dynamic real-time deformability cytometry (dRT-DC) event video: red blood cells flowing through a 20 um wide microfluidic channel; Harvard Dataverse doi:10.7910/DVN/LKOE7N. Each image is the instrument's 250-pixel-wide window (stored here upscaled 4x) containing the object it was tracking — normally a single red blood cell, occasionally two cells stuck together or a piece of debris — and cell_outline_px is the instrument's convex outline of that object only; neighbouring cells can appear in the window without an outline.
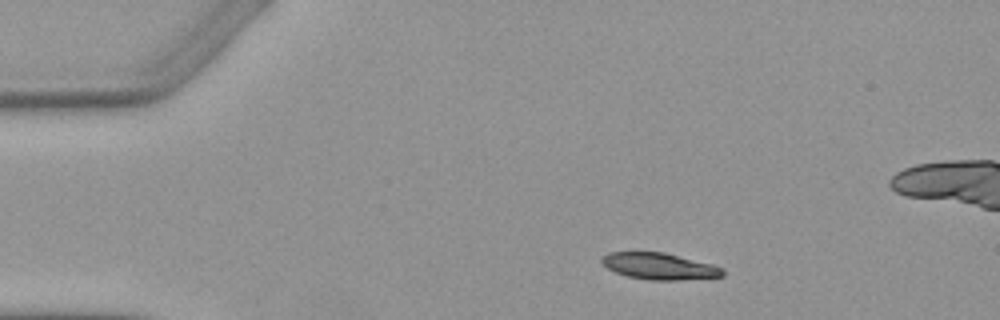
{"species": "Egyptian fruit bat (a non-hibernating species)", "species_latin": "Rousettus aegyptiacus", "temperature_condition": "warm", "stored_images_in_passage": 4, "camera_frame_rate_fps": 3000, "um_per_image_px": 0.085, "animal": {"sex": "female"}, "frame": {"image": 1, "passage_image": 1, "time_ms": 0.0, "image_size_px": [1000, 320], "cell_outline_px": [[724, 276], [680, 280], [652, 280], [628, 276], [616, 272], [608, 268], [600, 260], [608, 252], [664, 252], [712, 264], [724, 268]], "centroid_in_image_um": [56.08, 22.62], "position_along_channel_um": 28.9, "area_um2": 18.55}}
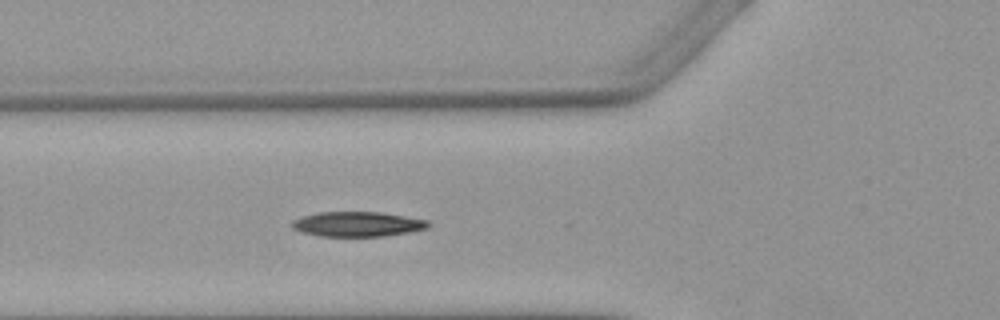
{"frame": {"image": 2, "passage_image": 4, "time_ms": 3.333, "image_size_px": [1000, 320], "cell_outline_px": [[432, 224], [428, 228], [408, 232], [384, 236], [320, 236], [300, 232], [292, 228], [292, 220], [304, 216], [320, 212], [380, 212], [428, 220]], "centroid_in_image_um": [30.4, 19.05], "position_along_channel_um": 95.4, "area_um2": 19.71}}